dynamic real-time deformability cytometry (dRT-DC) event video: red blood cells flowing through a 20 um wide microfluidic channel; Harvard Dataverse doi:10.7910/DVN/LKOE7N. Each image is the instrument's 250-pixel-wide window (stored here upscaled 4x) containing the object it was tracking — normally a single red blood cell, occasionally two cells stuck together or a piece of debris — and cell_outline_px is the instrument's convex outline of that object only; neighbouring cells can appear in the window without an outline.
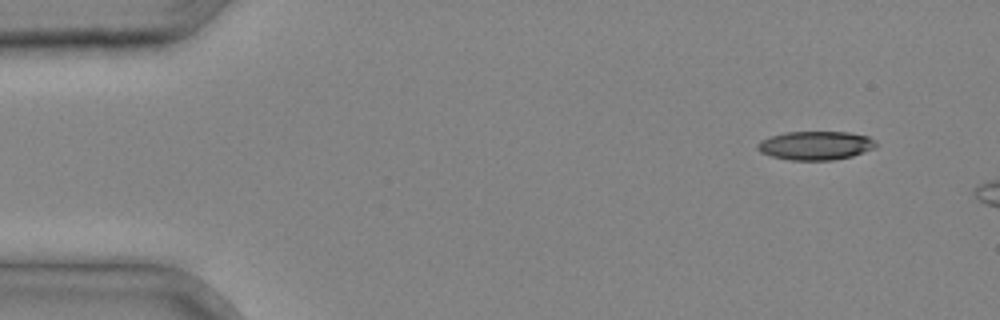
{"species": "common noctule bat (a hibernating species)", "species_latin": "Nyctalus noctula", "temperature_condition": "cold", "stored_images_in_passage": 5, "camera_frame_rate_fps": 3000, "um_per_image_px": 0.085, "animal": {"sex": "male", "body_mass_g": 20.4}, "frame": {"image": 1, "passage_image": 1, "time_ms": 0.0, "image_size_px": [1000, 320], "cell_outline_px": [[876, 148], [852, 156], [832, 160], [792, 160], [772, 156], [760, 152], [756, 148], [756, 144], [760, 140], [784, 132], [848, 132], [868, 136], [876, 140]], "centroid_in_image_um": [69.33, 12.36], "position_along_channel_um": 15.7, "area_um2": 19.88}}